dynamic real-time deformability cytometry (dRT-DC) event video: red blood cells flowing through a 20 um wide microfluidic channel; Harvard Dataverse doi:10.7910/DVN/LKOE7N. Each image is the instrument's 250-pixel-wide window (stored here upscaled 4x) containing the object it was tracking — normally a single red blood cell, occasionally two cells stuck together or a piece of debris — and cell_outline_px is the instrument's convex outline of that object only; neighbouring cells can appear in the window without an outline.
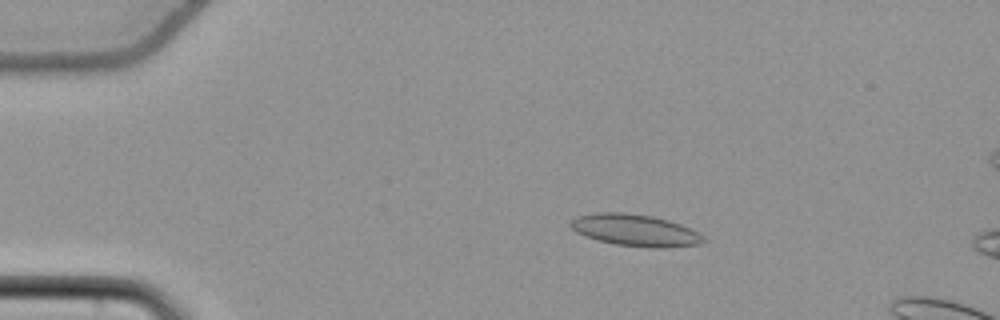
{"species": "common noctule bat (a hibernating species)", "species_latin": "Nyctalus noctula", "temperature_condition": "cold", "stored_images_in_passage": 11, "camera_frame_rate_fps": 3000, "um_per_image_px": 0.085, "animal": {"sex": "female", "body_mass_g": 22.7, "forearm_length_mm": 54.2}, "frame": {"image": 1, "passage_image": 5, "time_ms": 1.333, "image_size_px": [1000, 320], "cell_outline_px": [[708, 240], [700, 244], [668, 248], [648, 248], [616, 244], [584, 236], [576, 232], [568, 224], [576, 216], [596, 212], [624, 212], [652, 216], [668, 220], [692, 228], [704, 236]], "centroid_in_image_um": [54.03, 19.57], "position_along_channel_um": 31.0, "area_um2": 24.91}}